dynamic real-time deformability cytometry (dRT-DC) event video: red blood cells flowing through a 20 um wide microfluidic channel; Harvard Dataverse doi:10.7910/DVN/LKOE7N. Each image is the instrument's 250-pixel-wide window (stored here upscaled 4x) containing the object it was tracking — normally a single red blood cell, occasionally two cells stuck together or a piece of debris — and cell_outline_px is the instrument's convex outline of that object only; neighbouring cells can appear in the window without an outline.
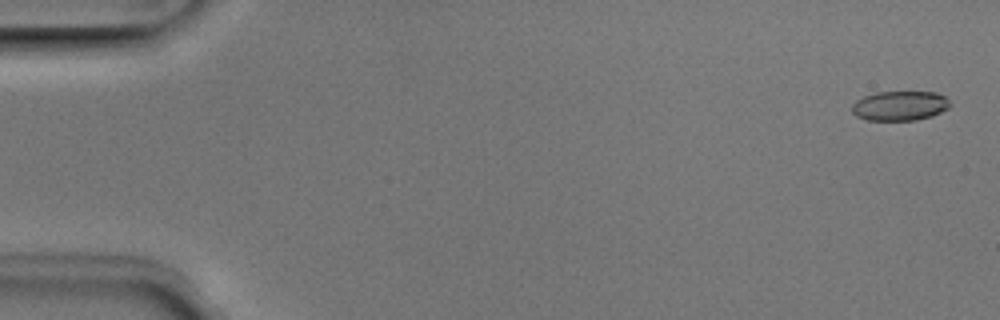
{"species": "Egyptian fruit bat (a non-hibernating species)", "species_latin": "Rousettus aegyptiacus", "temperature_condition": "room temperature", "stored_images_in_passage": 51, "camera_frame_rate_fps": 3000, "um_per_image_px": 0.085, "animal": {"sex": "male"}, "frame": {"image": 1, "passage_image": 2, "time_ms": 0.333, "image_size_px": [1000, 320], "cell_outline_px": [[952, 104], [948, 108], [932, 116], [916, 120], [868, 120], [856, 116], [852, 112], [852, 104], [856, 100], [864, 96], [876, 92], [936, 92], [944, 96]], "centroid_in_image_um": [76.48, 8.99], "position_along_channel_um": 8.5, "area_um2": 16.94}}
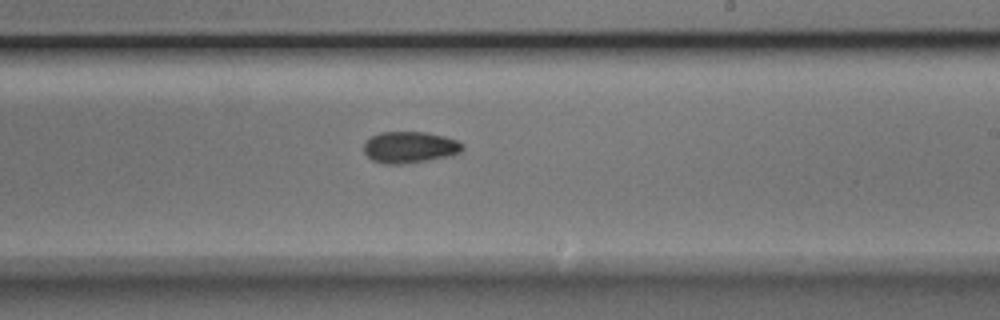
{"frame": {"image": 2, "passage_image": 31, "time_ms": 10.0, "image_size_px": [1000, 320], "cell_outline_px": [[464, 148], [460, 152], [452, 156], [404, 164], [384, 164], [372, 160], [364, 152], [364, 144], [372, 136], [380, 132], [424, 132], [444, 136], [456, 140], [464, 144]], "centroid_in_image_um": [34.85, 12.52], "position_along_channel_um": 254.2, "area_um2": 18.15}}
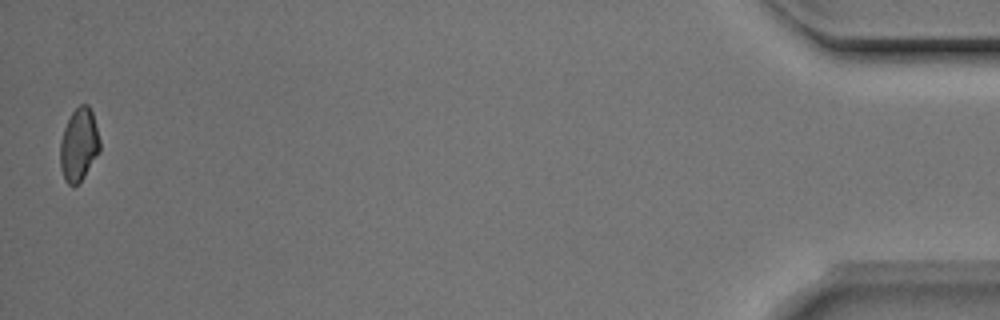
{"frame": {"image": 3, "passage_image": 51, "time_ms": 16.667, "image_size_px": [1000, 320], "cell_outline_px": [[100, 152], [84, 176], [72, 188], [64, 180], [60, 168], [60, 140], [64, 128], [72, 112], [80, 104], [88, 104], [92, 112], [100, 140]], "centroid_in_image_um": [6.7, 12.32], "position_along_channel_um": 428.5, "area_um2": 16.94}, "authors_computed_cell_mechanics": {"area_um2": 17.8024, "velocity_mm_per_s": 3.9935, "shape_relaxation_time_tau1_ms": 3.2325, "shape_relaxation_time_tau2_ms": 8.0901, "deformation_change_tau1": 0.0857, "deformation_change_tau2": 0.1385}}